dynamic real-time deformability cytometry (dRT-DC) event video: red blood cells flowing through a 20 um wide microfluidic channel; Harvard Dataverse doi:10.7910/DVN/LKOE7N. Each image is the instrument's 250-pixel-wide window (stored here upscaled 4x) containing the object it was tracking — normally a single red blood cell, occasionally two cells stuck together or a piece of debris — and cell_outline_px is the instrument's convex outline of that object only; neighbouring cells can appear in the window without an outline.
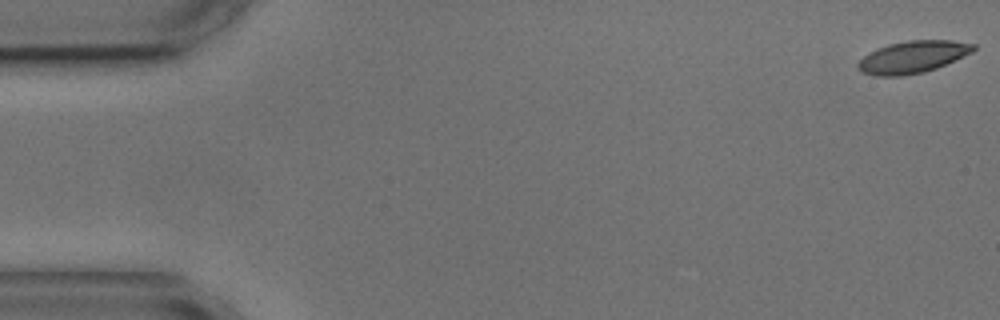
{"species": "common noctule bat (a hibernating species)", "species_latin": "Nyctalus noctula", "temperature_condition": "cold", "stored_images_in_passage": 4, "camera_frame_rate_fps": 3000, "um_per_image_px": 0.085, "animal": {"sex": "male", "body_mass_g": 17.9, "forearm_length_mm": 54.2}, "frame": {"image": 1, "passage_image": 1, "time_ms": 0.0, "image_size_px": [1000, 320], "cell_outline_px": [[976, 48], [972, 52], [936, 68], [924, 72], [904, 76], [876, 76], [864, 72], [856, 64], [868, 52], [888, 44], [908, 40], [952, 40], [976, 44]], "centroid_in_image_um": [77.59, 4.83], "position_along_channel_um": 7.4, "area_um2": 21.5}}
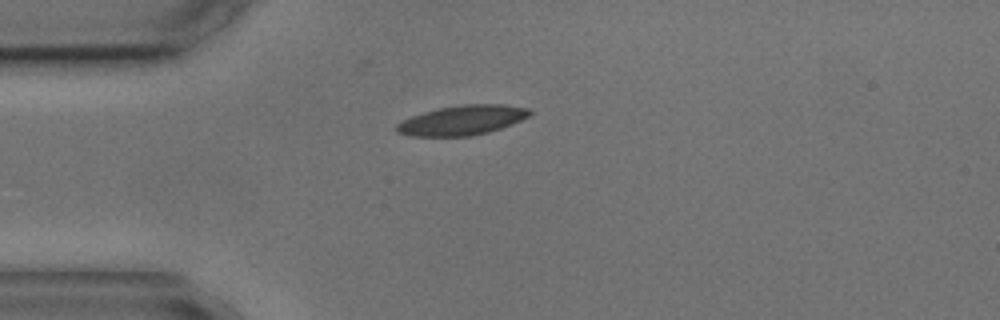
{"frame": {"image": 2, "passage_image": 4, "time_ms": 4.333, "image_size_px": [1000, 320], "cell_outline_px": [[532, 112], [528, 116], [520, 120], [500, 128], [488, 132], [468, 136], [412, 136], [396, 132], [396, 124], [412, 116], [436, 108], [464, 104], [504, 104], [528, 108]], "centroid_in_image_um": [39.27, 10.21], "position_along_channel_um": 45.7, "area_um2": 22.83}}